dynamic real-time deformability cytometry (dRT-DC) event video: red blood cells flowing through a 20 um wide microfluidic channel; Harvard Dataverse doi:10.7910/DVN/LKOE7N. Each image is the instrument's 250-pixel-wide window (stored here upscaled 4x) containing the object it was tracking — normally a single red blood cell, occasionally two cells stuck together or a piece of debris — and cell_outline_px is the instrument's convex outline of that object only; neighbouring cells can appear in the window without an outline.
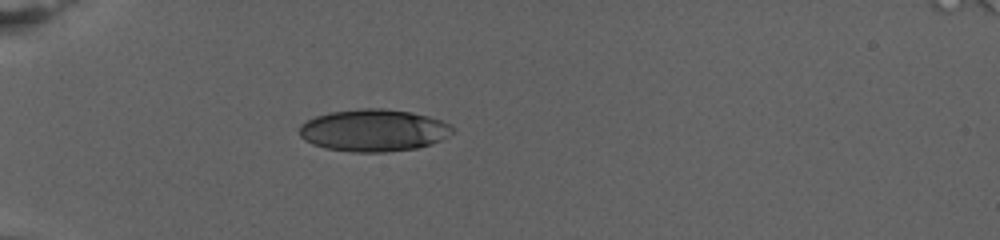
{"species": "human", "species_latin": "Homo sapiens", "temperature_condition": "warm", "stored_images_in_passage": 54, "camera_frame_rate_fps": 3000, "um_per_image_px": 0.085, "donor": {"sex": "female"}, "frame": {"image": 1, "passage_image": 1, "time_ms": 0.0, "image_size_px": [1000, 240], "cell_outline_px": [[456, 128], [448, 136], [432, 144], [416, 148], [384, 152], [356, 152], [328, 148], [312, 144], [304, 140], [300, 136], [300, 124], [316, 116], [328, 112], [360, 108], [380, 108], [412, 112], [428, 116], [452, 124]], "centroid_in_image_um": [31.78, 11.07], "position_along_channel_um": 53.2, "area_um2": 37.69}}
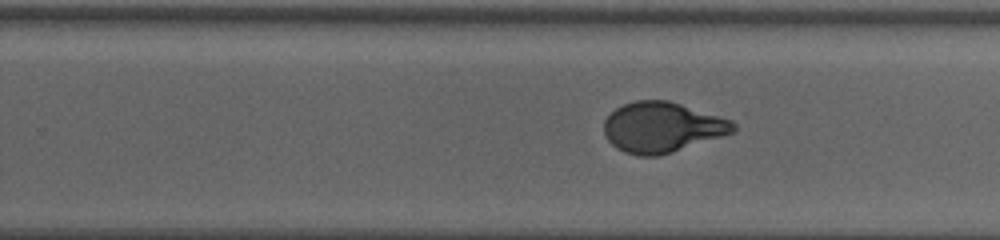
{"frame": {"image": 2, "passage_image": 28, "time_ms": 9.0, "image_size_px": [1000, 240], "cell_outline_px": [[736, 132], [672, 152], [656, 156], [636, 156], [624, 152], [616, 148], [608, 140], [604, 132], [604, 120], [616, 108], [624, 104], [636, 100], [668, 100], [732, 120], [736, 124]], "centroid_in_image_um": [56.29, 10.82], "position_along_channel_um": 273.5, "area_um2": 37.92}}
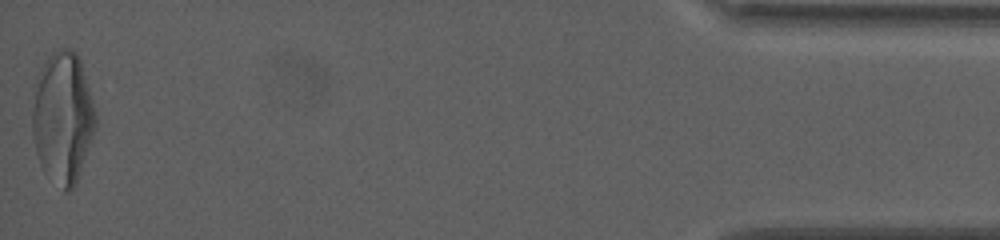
{"frame": {"image": 3, "passage_image": 54, "time_ms": 17.667, "image_size_px": [1000, 240], "cell_outline_px": [[96, 124], [92, 140], [76, 184], [68, 192], [64, 192], [44, 172], [40, 164], [36, 152], [32, 132], [32, 112], [36, 76], [48, 56], [52, 52], [60, 48], [72, 48], [76, 52], [80, 60], [92, 100], [96, 116]], "centroid_in_image_um": [5.32, 10.0], "position_along_channel_um": 429.9, "area_um2": 48.61}, "authors_computed_cell_mechanics": {"area_um2": 38.3792, "velocity_mm_per_s": 2.7143, "shape_relaxation_time_tau1_ms": 9.7424, "shape_relaxation_time_tau2_ms": null, "deformation_change_tau1": 0.2785, "deformation_change_tau2": null}}